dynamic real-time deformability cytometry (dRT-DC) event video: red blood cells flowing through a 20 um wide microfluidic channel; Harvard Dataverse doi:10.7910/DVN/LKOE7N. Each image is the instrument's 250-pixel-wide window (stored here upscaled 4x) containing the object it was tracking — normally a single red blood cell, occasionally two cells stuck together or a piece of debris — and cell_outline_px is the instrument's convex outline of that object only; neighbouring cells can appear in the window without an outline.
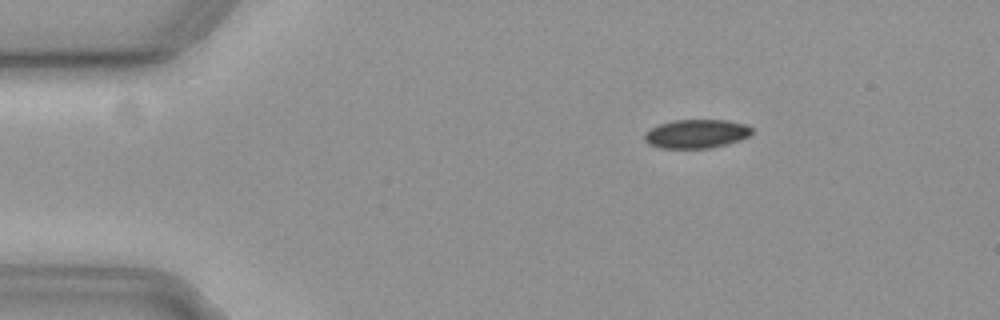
{"species": "common noctule bat (a hibernating species)", "species_latin": "Nyctalus noctula", "temperature_condition": "cold", "stored_images_in_passage": 48, "camera_frame_rate_fps": 3000, "um_per_image_px": 0.085, "animal": {"sex": "female", "body_mass_g": 19.3, "forearm_length_mm": 54.1}, "frame": {"image": 1, "passage_image": 1, "time_ms": 0.0, "image_size_px": [1000, 320], "cell_outline_px": [[752, 132], [748, 136], [740, 140], [708, 148], [660, 148], [648, 144], [644, 140], [644, 132], [660, 124], [672, 120], [728, 120], [748, 124], [752, 128]], "centroid_in_image_um": [59.18, 11.36], "position_along_channel_um": 25.8, "area_um2": 18.03}}
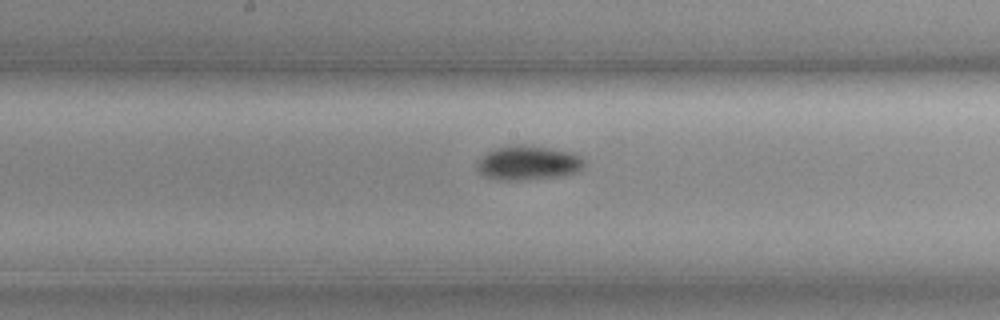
{"frame": {"image": 2, "passage_image": 21, "time_ms": 6.667, "image_size_px": [1000, 320], "cell_outline_px": [[584, 164], [580, 172], [560, 176], [516, 180], [504, 180], [484, 176], [476, 168], [476, 164], [488, 152], [496, 148], [516, 144], [524, 144], [576, 152], [584, 160]], "centroid_in_image_um": [44.95, 13.83], "position_along_channel_um": 203.3, "area_um2": 21.44}}
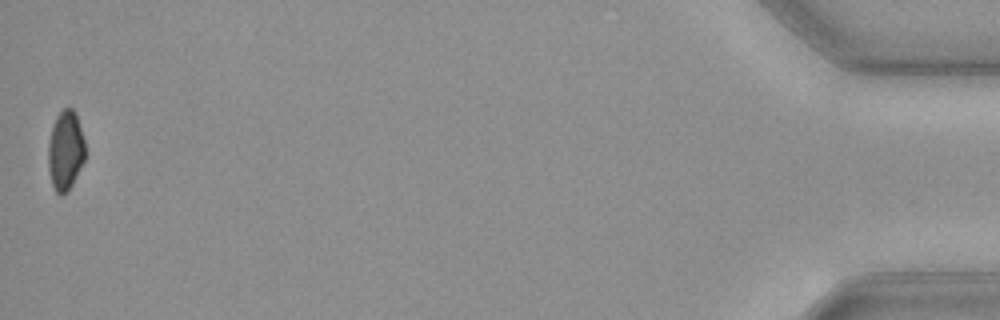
{"frame": {"image": 3, "passage_image": 48, "time_ms": 15.667, "image_size_px": [1000, 320], "cell_outline_px": [[84, 160], [72, 184], [60, 196], [56, 192], [52, 184], [48, 168], [48, 140], [56, 116], [64, 108], [72, 108], [76, 112], [84, 140]], "centroid_in_image_um": [5.55, 12.76], "position_along_channel_um": 429.7, "area_um2": 16.94}}